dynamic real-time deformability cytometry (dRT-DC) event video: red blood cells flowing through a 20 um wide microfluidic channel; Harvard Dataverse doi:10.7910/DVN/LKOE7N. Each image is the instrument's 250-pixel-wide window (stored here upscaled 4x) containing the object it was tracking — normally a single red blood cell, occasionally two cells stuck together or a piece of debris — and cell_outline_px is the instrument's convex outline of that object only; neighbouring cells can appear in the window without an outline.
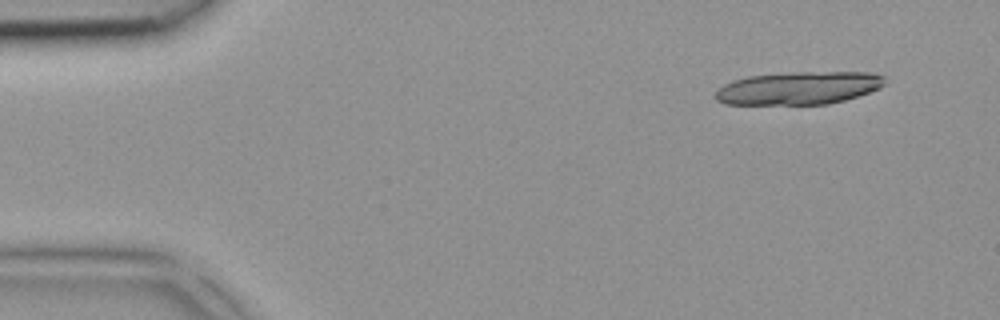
{"species": "common noctule bat (a hibernating species)", "species_latin": "Nyctalus noctula", "temperature_condition": "room temperature", "stored_images_in_passage": 4, "segment_of_instrument_passage": [2, 2], "camera_frame_rate_fps": 3000, "um_per_image_px": 0.085, "animal": {"sex": "female", "body_mass_g": 18.4}, "frame": {"image": 1, "passage_image": 4, "time_ms": 1.0, "image_size_px": [1000, 320], "cell_outline_px": [[884, 84], [880, 88], [844, 100], [828, 104], [724, 104], [716, 100], [712, 96], [716, 88], [732, 80], [748, 76], [792, 72], [872, 72], [884, 76]], "centroid_in_image_um": [67.82, 7.48], "position_along_channel_um": 17.2, "area_um2": 32.66}}